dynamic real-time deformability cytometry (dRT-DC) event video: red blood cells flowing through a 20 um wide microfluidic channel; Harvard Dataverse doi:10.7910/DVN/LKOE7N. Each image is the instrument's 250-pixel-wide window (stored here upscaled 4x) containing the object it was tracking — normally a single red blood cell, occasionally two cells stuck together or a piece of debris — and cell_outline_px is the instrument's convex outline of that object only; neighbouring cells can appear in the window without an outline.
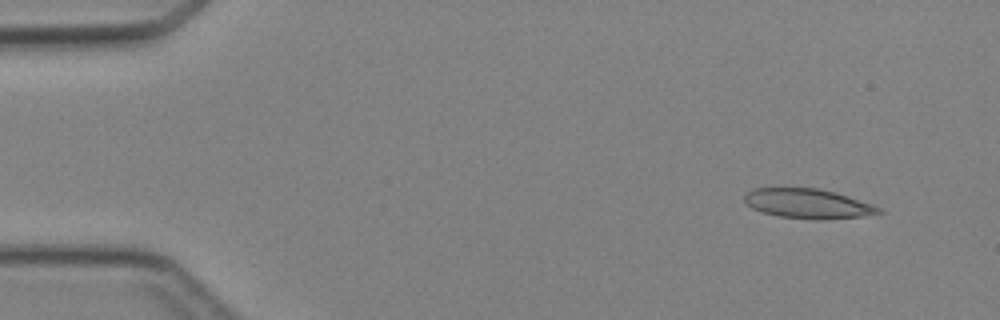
{"species": "Egyptian fruit bat (a non-hibernating species)", "species_latin": "Rousettus aegyptiacus", "temperature_condition": "cold", "stored_images_in_passage": 4, "camera_frame_rate_fps": 3000, "um_per_image_px": 0.085, "animal": {"sex": "female"}, "frame": {"image": 1, "passage_image": 1, "time_ms": 0.0, "image_size_px": [1000, 320], "cell_outline_px": [[884, 212], [860, 216], [820, 220], [780, 216], [764, 212], [752, 208], [744, 200], [744, 196], [752, 188], [820, 188], [836, 192], [872, 204], [880, 208]], "centroid_in_image_um": [68.68, 17.3], "position_along_channel_um": 16.3, "area_um2": 22.95}}
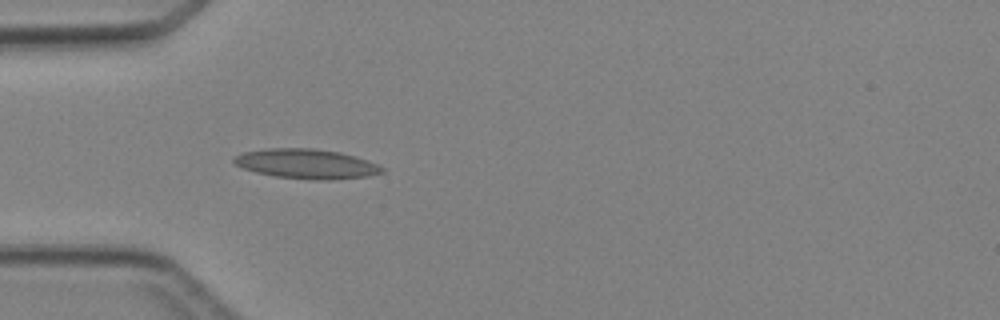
{"frame": {"image": 2, "passage_image": 4, "time_ms": 3.333, "image_size_px": [1000, 320], "cell_outline_px": [[384, 172], [368, 176], [320, 180], [316, 180], [276, 176], [256, 172], [244, 168], [236, 164], [232, 160], [236, 156], [244, 152], [264, 148], [312, 148], [340, 152], [356, 156], [376, 164], [384, 168]], "centroid_in_image_um": [26.05, 13.91], "position_along_channel_um": 59.0, "area_um2": 25.32}}